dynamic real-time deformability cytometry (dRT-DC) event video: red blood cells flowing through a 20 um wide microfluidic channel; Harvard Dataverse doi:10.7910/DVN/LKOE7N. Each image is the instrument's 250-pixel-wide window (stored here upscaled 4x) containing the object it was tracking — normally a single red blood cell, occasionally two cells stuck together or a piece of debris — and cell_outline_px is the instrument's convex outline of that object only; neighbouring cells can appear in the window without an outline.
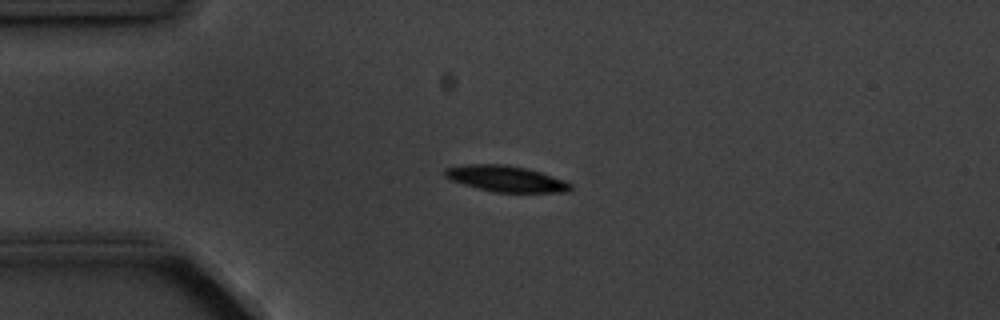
{"species": "common noctule bat (a hibernating species)", "species_latin": "Nyctalus noctula", "temperature_condition": "cold", "stored_images_in_passage": 4, "camera_frame_rate_fps": 3000, "um_per_image_px": 0.085, "animal": {"sex": "male", "body_mass_g": 20.1, "forearm_length_mm": 53.5}, "frame": {"image": 1, "passage_image": 3, "time_ms": 2.333, "image_size_px": [1000, 320], "cell_outline_px": [[572, 188], [568, 192], [496, 192], [476, 188], [452, 180], [444, 176], [444, 168], [468, 164], [504, 164], [524, 168], [540, 172], [564, 180], [572, 184]], "centroid_in_image_um": [42.99, 15.19], "position_along_channel_um": 42.0, "area_um2": 18.9}}